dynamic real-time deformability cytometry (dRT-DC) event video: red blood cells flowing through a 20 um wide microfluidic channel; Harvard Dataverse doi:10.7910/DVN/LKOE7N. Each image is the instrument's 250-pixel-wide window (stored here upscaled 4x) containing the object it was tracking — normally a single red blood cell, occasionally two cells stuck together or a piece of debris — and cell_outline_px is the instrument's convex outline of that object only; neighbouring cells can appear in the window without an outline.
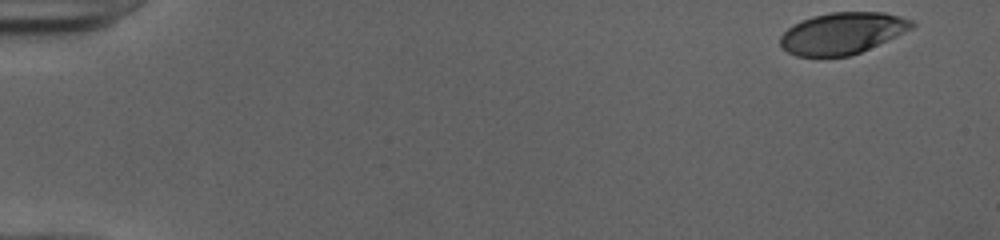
{"species": "human", "species_latin": "Homo sapiens", "temperature_condition": "cold", "stored_images_in_passage": 50, "camera_frame_rate_fps": 3000, "um_per_image_px": 0.085, "donor": {"sex": "female"}, "frame": {"image": 1, "passage_image": 1, "time_ms": 0.0, "image_size_px": [1000, 240], "cell_outline_px": [[916, 24], [912, 28], [896, 36], [860, 52], [848, 56], [796, 56], [788, 52], [780, 44], [780, 36], [788, 28], [800, 20], [812, 16], [832, 12], [884, 12], [900, 16], [912, 20]], "centroid_in_image_um": [71.59, 2.81], "position_along_channel_um": 13.4, "area_um2": 31.67}}
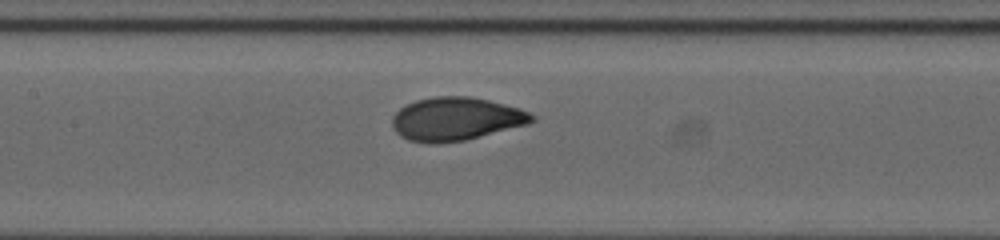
{"frame": {"image": 2, "passage_image": 24, "time_ms": 7.667, "image_size_px": [1000, 240], "cell_outline_px": [[536, 120], [528, 124], [464, 140], [436, 144], [432, 144], [408, 140], [400, 136], [392, 128], [392, 116], [400, 108], [416, 100], [436, 96], [468, 96], [488, 100], [520, 108], [536, 116]], "centroid_in_image_um": [38.74, 10.11], "position_along_channel_um": 168.7, "area_um2": 35.2}}
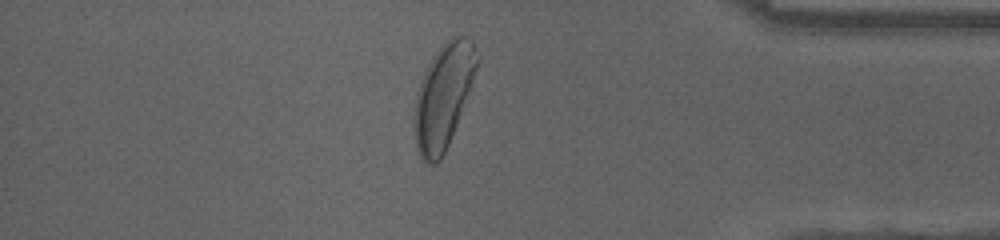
{"frame": {"image": 3, "passage_image": 43, "time_ms": 14.0, "image_size_px": [1000, 240], "cell_outline_px": [[480, 60], [456, 124], [448, 144], [440, 160], [436, 164], [428, 164], [420, 156], [416, 148], [416, 92], [424, 72], [432, 56], [452, 36], [468, 36], [472, 40], [480, 56]], "centroid_in_image_um": [37.71, 8.12], "position_along_channel_um": 397.5, "area_um2": 37.17}, "authors_computed_cell_mechanics": {"area_um2": 34.2754, "velocity_mm_per_s": 3.9889, "shape_relaxation_time_tau1_ms": 2.9985, "shape_relaxation_time_tau2_ms": null, "deformation_change_tau1": 0.1562, "deformation_change_tau2": null}}